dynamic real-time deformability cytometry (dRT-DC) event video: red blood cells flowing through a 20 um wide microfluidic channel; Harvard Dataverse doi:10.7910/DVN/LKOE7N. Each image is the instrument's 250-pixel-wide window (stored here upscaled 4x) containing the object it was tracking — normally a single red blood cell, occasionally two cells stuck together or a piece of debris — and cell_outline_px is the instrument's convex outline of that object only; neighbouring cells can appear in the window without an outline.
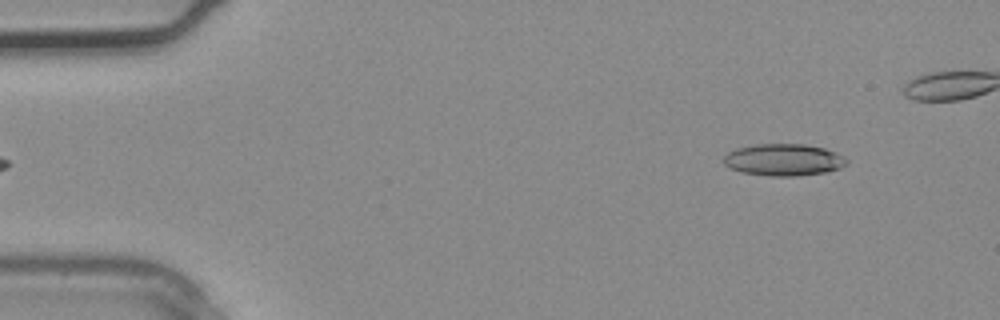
{"species": "common noctule bat (a hibernating species)", "species_latin": "Nyctalus noctula", "temperature_condition": "warm", "stored_images_in_passage": 4, "camera_frame_rate_fps": 3000, "um_per_image_px": 0.085, "animal": {"sex": "male", "body_mass_g": 20.4}, "frame": {"image": 1, "passage_image": 1, "time_ms": 0.0, "image_size_px": [1000, 320], "cell_outline_px": [[848, 164], [840, 168], [824, 172], [800, 176], [768, 176], [740, 172], [724, 164], [724, 156], [728, 152], [736, 148], [756, 144], [804, 144], [824, 148], [836, 152], [844, 156], [848, 160]], "centroid_in_image_um": [66.63, 13.58], "position_along_channel_um": 18.4, "area_um2": 23.0}}